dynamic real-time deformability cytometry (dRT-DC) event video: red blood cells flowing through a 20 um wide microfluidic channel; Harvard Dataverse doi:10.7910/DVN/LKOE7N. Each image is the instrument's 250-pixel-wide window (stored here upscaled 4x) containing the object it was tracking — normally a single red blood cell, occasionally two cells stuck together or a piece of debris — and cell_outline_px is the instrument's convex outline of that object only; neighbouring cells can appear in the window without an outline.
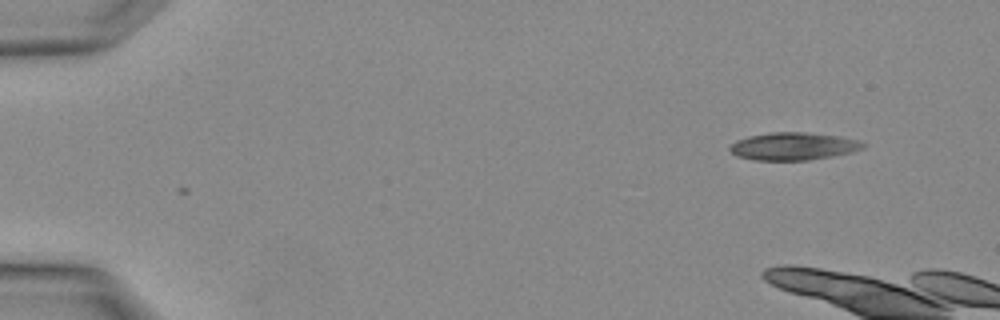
{"species": "Egyptian fruit bat (a non-hibernating species)", "species_latin": "Rousettus aegyptiacus", "temperature_condition": "warm", "stored_images_in_passage": 2, "segment_of_instrument_passage": [2, 2], "camera_frame_rate_fps": 3000, "um_per_image_px": 0.085, "animal": {"sex": "female"}, "frame": {"image": 1, "passage_image": 2, "time_ms": 0.333, "image_size_px": [1000, 320], "cell_outline_px": [[868, 144], [864, 148], [852, 152], [832, 156], [808, 160], [752, 160], [736, 156], [728, 148], [736, 140], [748, 136], [772, 132], [804, 132], [836, 136], [856, 140]], "centroid_in_image_um": [67.41, 12.44], "position_along_channel_um": 17.6, "area_um2": 21.39}}